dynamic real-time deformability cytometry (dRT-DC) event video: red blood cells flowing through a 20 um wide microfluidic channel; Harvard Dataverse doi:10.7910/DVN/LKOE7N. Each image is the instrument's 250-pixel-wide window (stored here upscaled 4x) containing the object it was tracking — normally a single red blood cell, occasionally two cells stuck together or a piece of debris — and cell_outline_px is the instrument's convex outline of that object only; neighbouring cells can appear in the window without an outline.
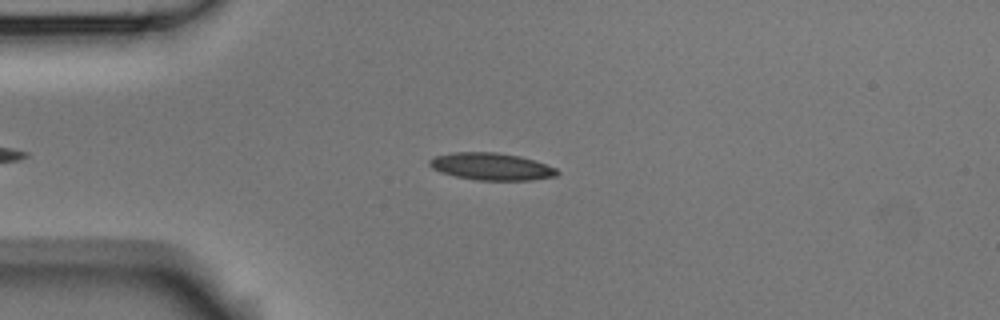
{"species": "Egyptian fruit bat (a non-hibernating species)", "species_latin": "Rousettus aegyptiacus", "temperature_condition": "room temperature", "stored_images_in_passage": 34, "camera_frame_rate_fps": 3000, "um_per_image_px": 0.085, "animal": {"sex": "male"}, "frame": {"image": 1, "passage_image": 3, "time_ms": 0.667, "image_size_px": [1000, 320], "cell_outline_px": [[560, 172], [556, 176], [532, 180], [476, 180], [456, 176], [440, 172], [432, 168], [428, 164], [428, 160], [436, 156], [452, 152], [496, 152], [520, 156], [556, 168]], "centroid_in_image_um": [41.74, 14.15], "position_along_channel_um": 43.3, "area_um2": 20.17}}
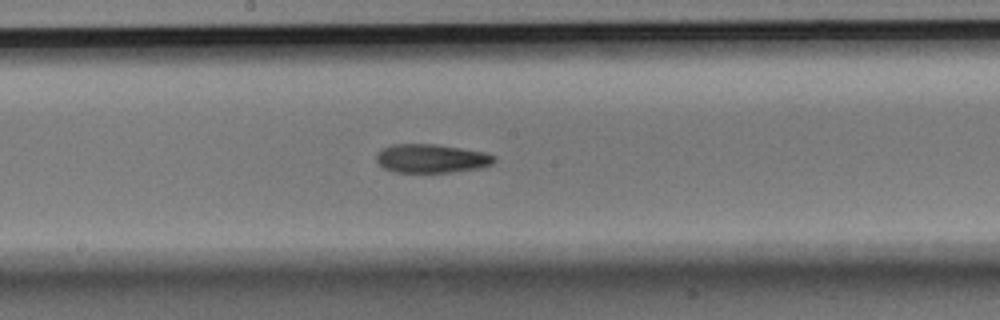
{"frame": {"image": 2, "passage_image": 18, "time_ms": 5.667, "image_size_px": [1000, 320], "cell_outline_px": [[496, 160], [492, 164], [480, 168], [448, 172], [396, 172], [384, 168], [376, 160], [376, 156], [384, 148], [392, 144], [436, 144], [484, 152], [496, 156]], "centroid_in_image_um": [36.7, 13.47], "position_along_channel_um": 211.5, "area_um2": 19.54}}
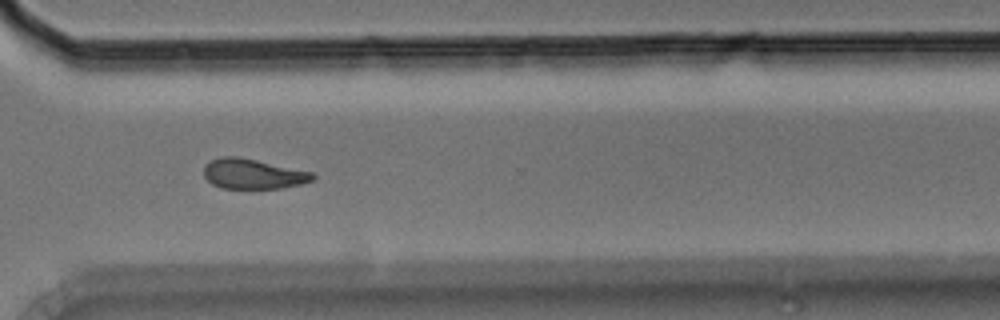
{"frame": {"image": 3, "passage_image": 29, "time_ms": 9.333, "image_size_px": [1000, 320], "cell_outline_px": [[316, 176], [312, 180], [304, 184], [280, 188], [220, 188], [212, 184], [204, 176], [204, 164], [220, 156], [240, 156], [312, 172]], "centroid_in_image_um": [21.5, 14.77], "position_along_channel_um": 349.1, "area_um2": 19.19}, "authors_computed_cell_mechanics": {"area_um2": 20.0566, "velocity_mm_per_s": 3.7575, "shape_relaxation_time_tau1_ms": null, "shape_relaxation_time_tau2_ms": 7.998, "deformation_change_tau1": null, "deformation_change_tau2": 0.1493}}